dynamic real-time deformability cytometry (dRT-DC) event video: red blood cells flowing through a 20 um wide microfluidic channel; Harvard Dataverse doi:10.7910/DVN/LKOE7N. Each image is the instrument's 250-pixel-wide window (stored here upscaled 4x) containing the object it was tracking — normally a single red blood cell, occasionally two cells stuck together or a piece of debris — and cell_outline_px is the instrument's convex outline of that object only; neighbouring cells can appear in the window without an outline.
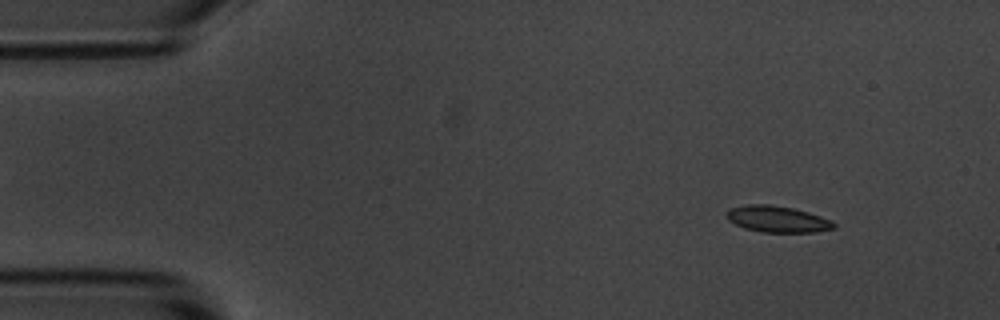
{"species": "common noctule bat (a hibernating species)", "species_latin": "Nyctalus noctula", "temperature_condition": "room temperature", "stored_images_in_passage": 55, "camera_frame_rate_fps": 3000, "um_per_image_px": 0.085, "animal": {"sex": "male", "body_mass_g": 20.1, "forearm_length_mm": 53.5}, "frame": {"image": 1, "passage_image": 5, "time_ms": 1.333, "image_size_px": [1000, 320], "cell_outline_px": [[836, 228], [816, 232], [760, 232], [744, 228], [728, 220], [724, 216], [724, 212], [732, 208], [748, 204], [768, 204], [792, 208], [808, 212], [832, 220], [836, 224]], "centroid_in_image_um": [66.07, 18.63], "position_along_channel_um": 18.9, "area_um2": 16.59}}
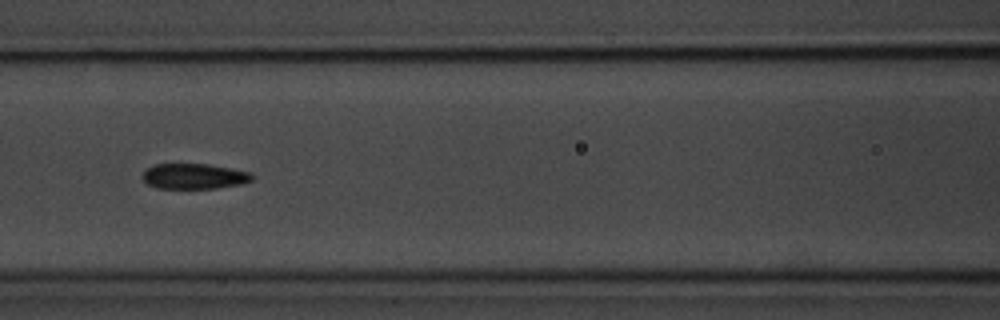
{"frame": {"image": 2, "passage_image": 23, "time_ms": 7.333, "image_size_px": [1000, 320], "cell_outline_px": [[252, 180], [244, 184], [216, 188], [156, 188], [148, 184], [144, 180], [144, 172], [152, 164], [208, 164], [252, 172]], "centroid_in_image_um": [16.54, 14.98], "position_along_channel_um": 150.1, "area_um2": 16.18}}
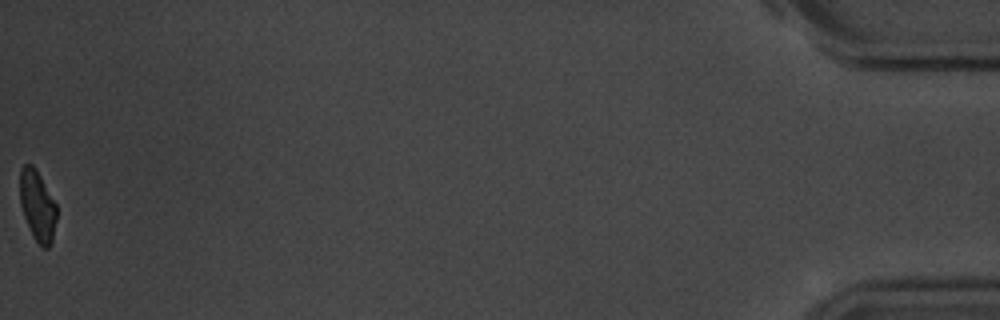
{"frame": {"image": 3, "passage_image": 55, "time_ms": 18.0, "image_size_px": [1000, 320], "cell_outline_px": [[56, 220], [52, 240], [48, 248], [44, 248], [32, 236], [24, 216], [20, 204], [20, 168], [24, 164], [32, 164], [36, 168], [56, 204]], "centroid_in_image_um": [3.17, 17.46], "position_along_channel_um": 432.0, "area_um2": 15.03}, "authors_computed_cell_mechanics": {"area_um2": 16.5308, "velocity_mm_per_s": 3.5906, "shape_relaxation_time_tau1_ms": 4.6594, "shape_relaxation_time_tau2_ms": 3.9866, "deformation_change_tau1": 0.127, "deformation_change_tau2": 0.0944}}